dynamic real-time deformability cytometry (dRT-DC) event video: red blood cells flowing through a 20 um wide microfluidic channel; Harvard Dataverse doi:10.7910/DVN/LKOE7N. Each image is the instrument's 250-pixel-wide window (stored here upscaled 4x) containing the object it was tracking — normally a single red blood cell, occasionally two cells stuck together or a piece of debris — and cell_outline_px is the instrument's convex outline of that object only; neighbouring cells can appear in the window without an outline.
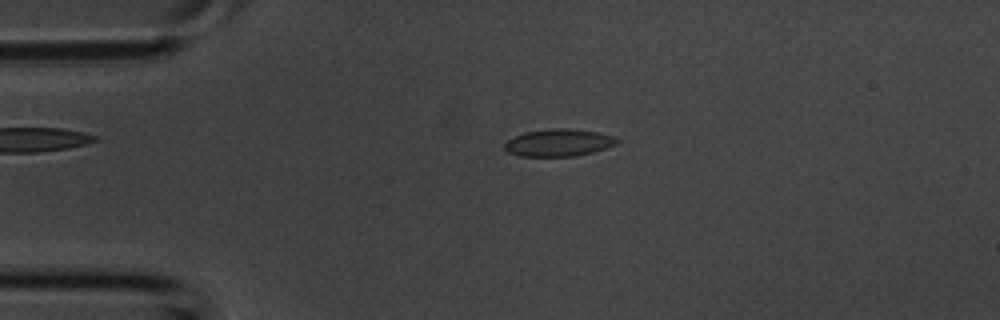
{"species": "common noctule bat (a hibernating species)", "species_latin": "Nyctalus noctula", "temperature_condition": "room temperature", "stored_images_in_passage": 2, "camera_frame_rate_fps": 3000, "um_per_image_px": 0.085, "animal": {"sex": "male", "body_mass_g": 20.1, "forearm_length_mm": 53.5}, "frame": {"image": 1, "passage_image": 2, "time_ms": 0.333, "image_size_px": [1000, 320], "cell_outline_px": [[620, 140], [604, 148], [592, 152], [576, 156], [520, 156], [508, 152], [504, 148], [504, 144], [508, 140], [524, 132], [556, 128], [564, 128], [600, 132], [616, 136]], "centroid_in_image_um": [47.48, 12.12], "position_along_channel_um": 37.5, "area_um2": 17.69}}